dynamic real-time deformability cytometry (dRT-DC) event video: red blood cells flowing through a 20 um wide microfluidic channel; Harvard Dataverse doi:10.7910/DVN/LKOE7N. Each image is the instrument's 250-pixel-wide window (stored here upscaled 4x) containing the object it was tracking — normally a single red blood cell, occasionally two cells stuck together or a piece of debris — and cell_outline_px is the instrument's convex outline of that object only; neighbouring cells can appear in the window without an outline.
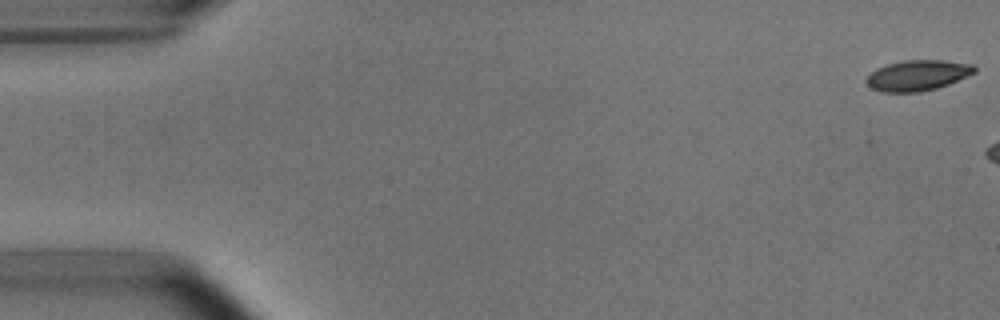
{"species": "common noctule bat (a hibernating species)", "species_latin": "Nyctalus noctula", "temperature_condition": "room temperature", "stored_images_in_passage": 7, "camera_frame_rate_fps": 3000, "um_per_image_px": 0.085, "animal": {"sex": "male", "body_mass_g": 15.6}, "frame": {"image": 1, "passage_image": 1, "time_ms": 0.0, "image_size_px": [1000, 320], "cell_outline_px": [[976, 72], [948, 84], [936, 88], [920, 92], [880, 92], [872, 88], [864, 80], [876, 68], [888, 64], [904, 60], [944, 60], [972, 64], [976, 68]], "centroid_in_image_um": [77.99, 6.4], "position_along_channel_um": 7.0, "area_um2": 19.19}}